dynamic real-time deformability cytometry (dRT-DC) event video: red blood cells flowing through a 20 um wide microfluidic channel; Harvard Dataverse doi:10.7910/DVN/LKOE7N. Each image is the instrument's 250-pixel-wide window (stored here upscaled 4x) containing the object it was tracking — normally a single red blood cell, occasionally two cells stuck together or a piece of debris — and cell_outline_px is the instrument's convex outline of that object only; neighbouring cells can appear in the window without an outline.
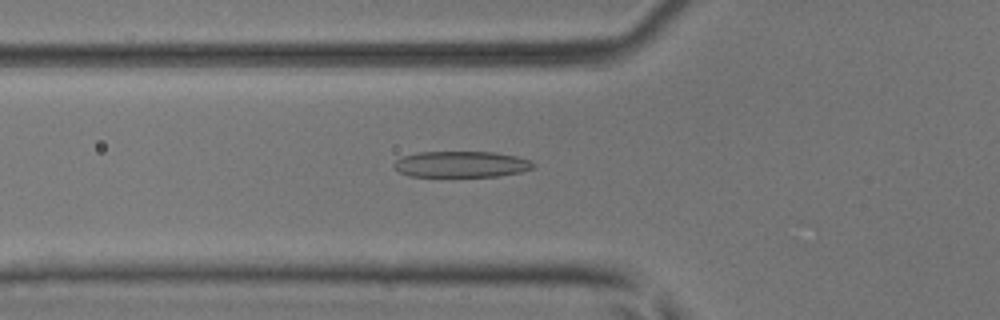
{"species": "common noctule bat (a hibernating species)", "species_latin": "Nyctalus noctula", "temperature_condition": "room temperature", "stored_images_in_passage": 50, "camera_frame_rate_fps": 3000, "um_per_image_px": 0.085, "animal": {"sex": "male", "body_mass_g": 17.9, "forearm_length_mm": 54.2}, "frame": {"image": 1, "passage_image": 18, "time_ms": 5.667, "image_size_px": [1000, 320], "cell_outline_px": [[536, 164], [532, 168], [520, 172], [500, 176], [408, 176], [400, 172], [392, 164], [400, 156], [420, 152], [492, 152], [516, 156], [532, 160]], "centroid_in_image_um": [39.21, 13.96], "position_along_channel_um": 86.6, "area_um2": 21.21}}
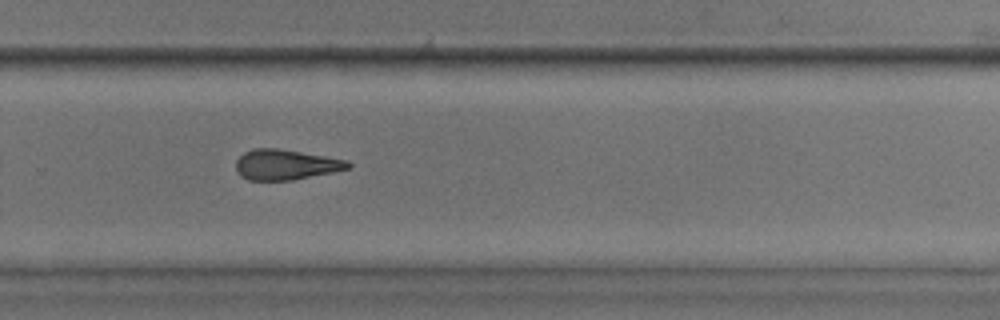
{"frame": {"image": 2, "passage_image": 34, "time_ms": 11.0, "image_size_px": [1000, 320], "cell_outline_px": [[352, 164], [348, 168], [332, 172], [292, 180], [248, 180], [240, 176], [236, 172], [236, 160], [244, 152], [252, 148], [276, 148], [348, 160]], "centroid_in_image_um": [24.24, 13.99], "position_along_channel_um": 305.6, "area_um2": 19.71}}
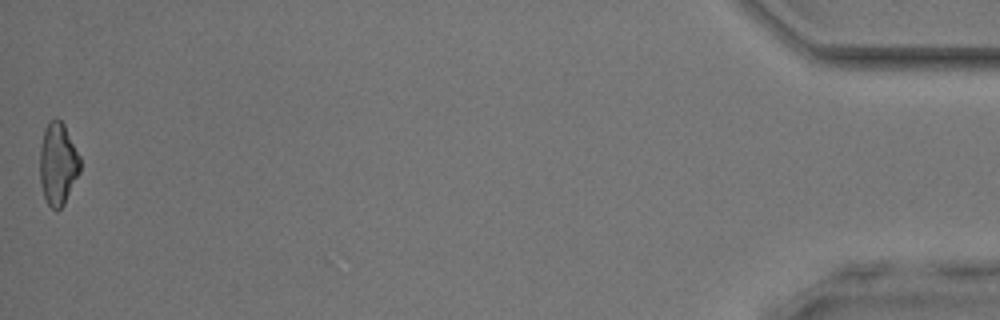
{"frame": {"image": 3, "passage_image": 50, "time_ms": 16.333, "image_size_px": [1000, 320], "cell_outline_px": [[80, 172], [64, 204], [56, 212], [48, 204], [44, 196], [40, 184], [40, 148], [44, 128], [48, 120], [56, 116], [64, 124], [80, 156]], "centroid_in_image_um": [4.92, 13.9], "position_along_channel_um": 430.3, "area_um2": 19.54}, "authors_computed_cell_mechanics": {"area_um2": 20.6924, "velocity_mm_per_s": 4.11, "shape_relaxation_time_tau1_ms": null, "shape_relaxation_time_tau2_ms": 3.2968, "deformation_change_tau1": null, "deformation_change_tau2": 0.1431}}